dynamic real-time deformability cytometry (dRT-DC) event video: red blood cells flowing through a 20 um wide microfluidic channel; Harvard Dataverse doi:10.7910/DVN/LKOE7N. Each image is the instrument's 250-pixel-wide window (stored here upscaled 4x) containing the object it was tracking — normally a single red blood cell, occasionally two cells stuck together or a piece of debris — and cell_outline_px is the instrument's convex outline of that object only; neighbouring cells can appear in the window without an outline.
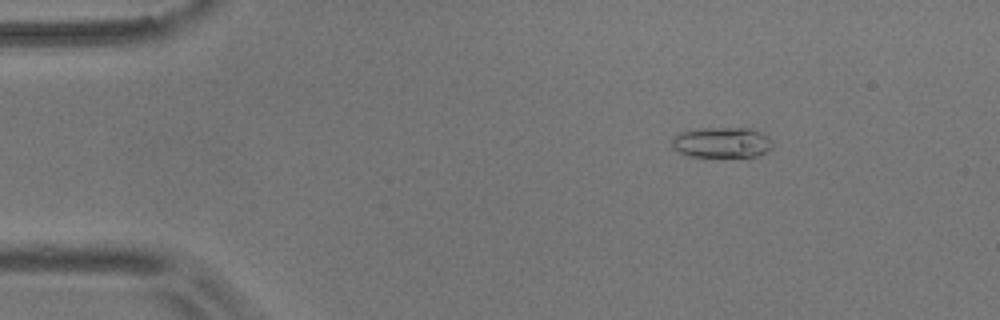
{"species": "common noctule bat (a hibernating species)", "species_latin": "Nyctalus noctula", "temperature_condition": "room temperature", "stored_images_in_passage": 54, "camera_frame_rate_fps": 3000, "um_per_image_px": 0.085, "animal": {"sex": "male", "body_mass_g": 17.9}, "frame": {"image": 1, "passage_image": 7, "time_ms": 2.0, "image_size_px": [1000, 320], "cell_outline_px": [[772, 148], [760, 156], [688, 156], [672, 148], [672, 136], [680, 132], [704, 128], [748, 128], [760, 132], [768, 136], [772, 140]], "centroid_in_image_um": [61.36, 12.11], "position_along_channel_um": 23.6, "area_um2": 17.92}}
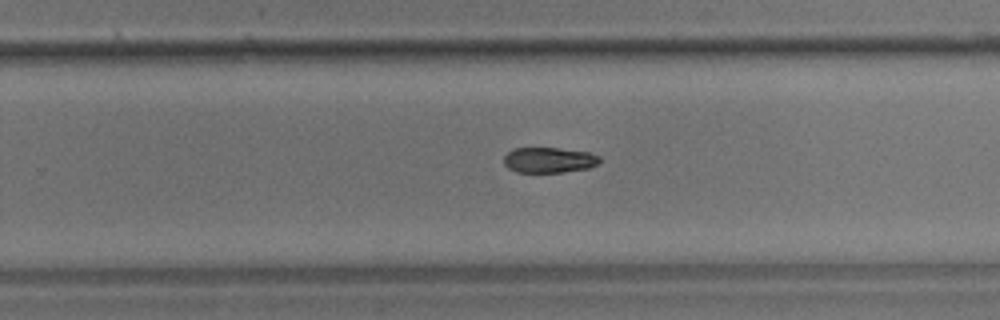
{"frame": {"image": 2, "passage_image": 34, "time_ms": 11.0, "image_size_px": [1000, 320], "cell_outline_px": [[600, 160], [596, 164], [588, 168], [564, 172], [516, 172], [508, 168], [504, 164], [504, 156], [512, 148], [560, 148], [588, 152], [600, 156]], "centroid_in_image_um": [46.64, 13.6], "position_along_channel_um": 283.2, "area_um2": 14.22}}
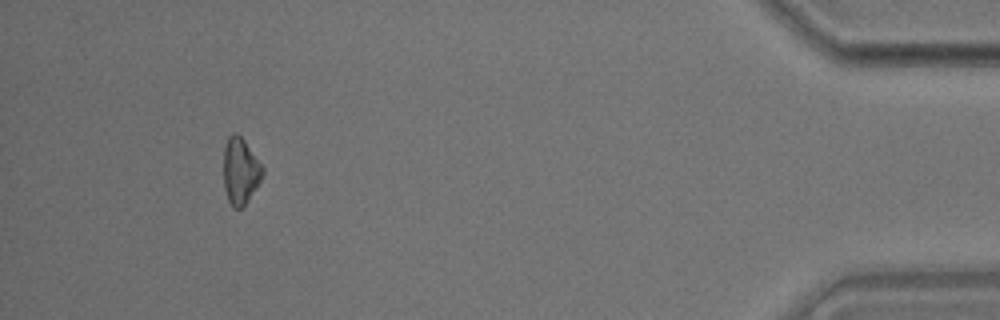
{"frame": {"image": 3, "passage_image": 50, "time_ms": 16.333, "image_size_px": [1000, 320], "cell_outline_px": [[264, 172], [256, 188], [248, 200], [240, 208], [232, 208], [228, 200], [224, 188], [224, 144], [228, 136], [236, 132], [244, 140], [264, 168]], "centroid_in_image_um": [20.42, 14.53], "position_along_channel_um": 414.8, "area_um2": 15.03}, "authors_computed_cell_mechanics": {"area_um2": 15.606, "velocity_mm_per_s": 3.6709, "shape_relaxation_time_tau1_ms": 2.8989, "shape_relaxation_time_tau2_ms": null, "deformation_change_tau1": 0.1404, "deformation_change_tau2": null}}